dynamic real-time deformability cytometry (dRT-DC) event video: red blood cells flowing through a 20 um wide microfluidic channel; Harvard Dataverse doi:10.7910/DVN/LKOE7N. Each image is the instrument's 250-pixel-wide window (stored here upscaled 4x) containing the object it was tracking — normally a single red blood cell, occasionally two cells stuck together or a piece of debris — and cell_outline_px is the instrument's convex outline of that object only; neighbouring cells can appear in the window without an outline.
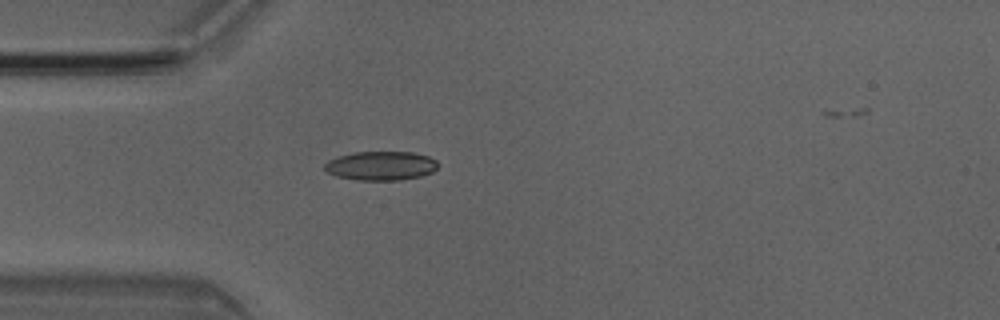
{"species": "Egyptian fruit bat (a non-hibernating species)", "species_latin": "Rousettus aegyptiacus", "temperature_condition": "room temperature", "stored_images_in_passage": 49, "camera_frame_rate_fps": 3000, "um_per_image_px": 0.085, "animal": {"sex": "male"}, "frame": {"image": 1, "passage_image": 14, "time_ms": 4.333, "image_size_px": [1000, 320], "cell_outline_px": [[440, 164], [432, 172], [420, 176], [400, 180], [356, 180], [336, 176], [328, 172], [324, 168], [324, 164], [328, 160], [352, 152], [412, 152], [428, 156], [436, 160]], "centroid_in_image_um": [32.38, 14.09], "position_along_channel_um": 52.6, "area_um2": 19.19}}
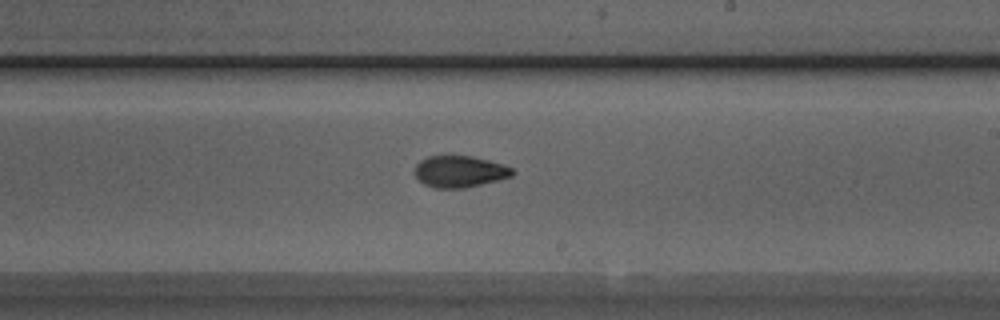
{"frame": {"image": 2, "passage_image": 29, "time_ms": 9.333, "image_size_px": [1000, 320], "cell_outline_px": [[516, 172], [512, 176], [464, 188], [436, 188], [424, 184], [416, 176], [416, 164], [420, 160], [428, 156], [472, 156], [504, 164], [512, 168]], "centroid_in_image_um": [39.09, 14.57], "position_along_channel_um": 249.9, "area_um2": 17.8}}
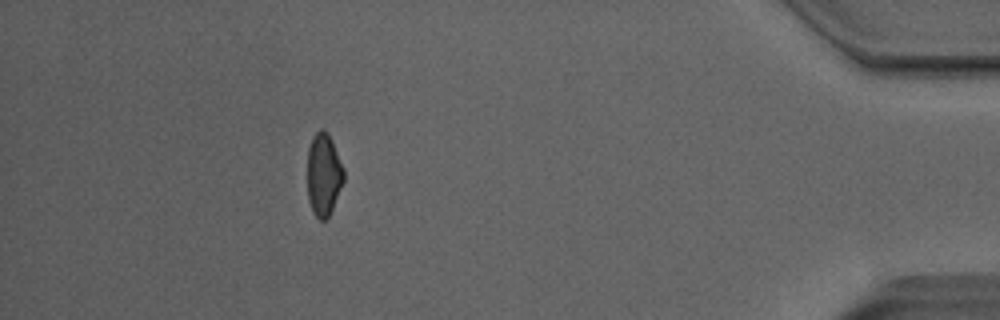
{"frame": {"image": 3, "passage_image": 45, "time_ms": 14.667, "image_size_px": [1000, 320], "cell_outline_px": [[344, 180], [332, 208], [328, 216], [324, 220], [320, 220], [312, 212], [308, 200], [308, 148], [312, 136], [320, 128], [324, 128], [328, 132], [332, 140], [344, 168]], "centroid_in_image_um": [27.5, 14.79], "position_along_channel_um": 407.7, "area_um2": 17.57}, "authors_computed_cell_mechanics": {"area_um2": 18.1492, "velocity_mm_per_s": 4.078, "shape_relaxation_time_tau1_ms": 4.3377, "shape_relaxation_time_tau2_ms": 1.4748, "deformation_change_tau1": 0.1315, "deformation_change_tau2": 0.0657}}